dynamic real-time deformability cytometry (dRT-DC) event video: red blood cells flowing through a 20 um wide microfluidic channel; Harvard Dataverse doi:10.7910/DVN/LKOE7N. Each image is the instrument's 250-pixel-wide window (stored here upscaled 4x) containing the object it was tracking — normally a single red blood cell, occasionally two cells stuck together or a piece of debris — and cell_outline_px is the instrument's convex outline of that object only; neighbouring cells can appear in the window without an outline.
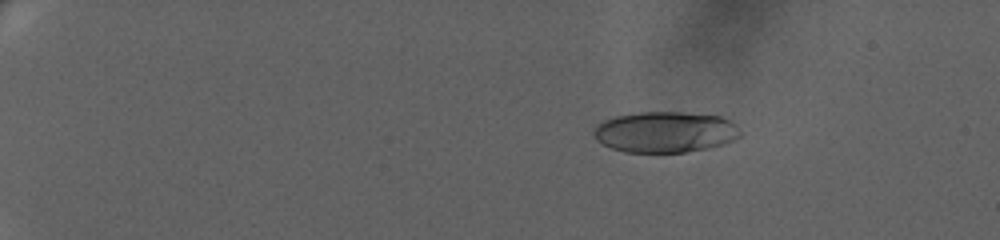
{"species": "human", "species_latin": "Homo sapiens", "temperature_condition": "warm", "stored_images_in_passage": 57, "camera_frame_rate_fps": 3000, "um_per_image_px": 0.085, "donor": {"sex": "female"}, "frame": {"image": 1, "passage_image": 2, "time_ms": 0.333, "image_size_px": [1000, 240], "cell_outline_px": [[740, 136], [724, 144], [708, 148], [684, 152], [624, 152], [612, 148], [596, 140], [592, 132], [604, 120], [616, 116], [640, 112], [680, 112], [720, 116], [728, 120], [740, 132]], "centroid_in_image_um": [56.51, 11.22], "position_along_channel_um": 28.5, "area_um2": 34.56}}
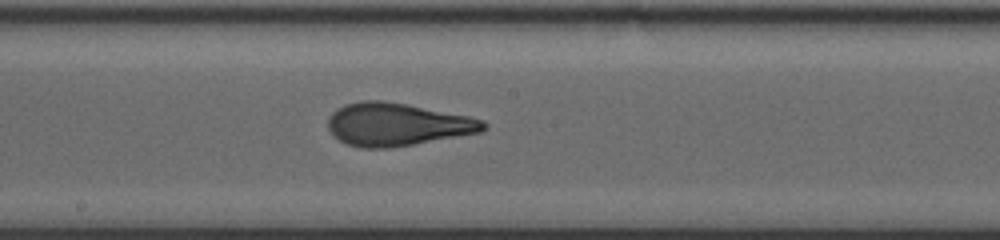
{"frame": {"image": 2, "passage_image": 31, "time_ms": 10.0, "image_size_px": [1000, 240], "cell_outline_px": [[488, 124], [480, 132], [412, 144], [388, 148], [364, 148], [348, 144], [340, 140], [328, 128], [328, 120], [332, 112], [344, 104], [364, 100], [380, 100], [404, 104], [468, 116], [484, 120]], "centroid_in_image_um": [33.73, 10.57], "position_along_channel_um": 214.5, "area_um2": 38.15}}
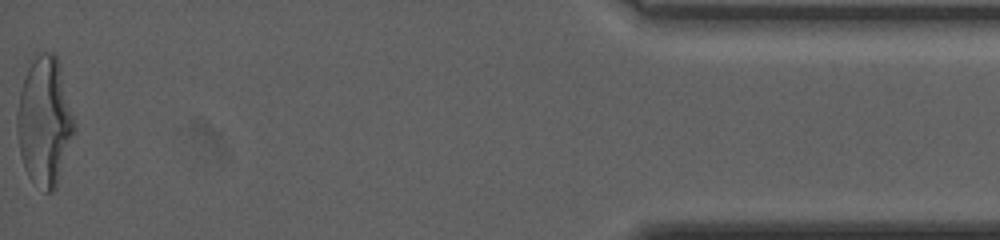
{"frame": {"image": 3, "passage_image": 57, "time_ms": 18.667, "image_size_px": [1000, 240], "cell_outline_px": [[76, 128], [56, 188], [52, 192], [44, 192], [28, 176], [24, 168], [20, 156], [16, 132], [16, 112], [20, 92], [28, 68], [36, 56], [44, 52], [52, 52], [56, 56], [76, 124]], "centroid_in_image_um": [3.77, 10.38], "position_along_channel_um": 431.4, "area_um2": 42.66}, "authors_computed_cell_mechanics": {"area_um2": 37.5122, "velocity_mm_per_s": 3.2883, "shape_relaxation_time_tau1_ms": 6.531, "shape_relaxation_time_tau2_ms": 1.1584, "deformation_change_tau1": 0.2681, "deformation_change_tau2": 0.0981}}